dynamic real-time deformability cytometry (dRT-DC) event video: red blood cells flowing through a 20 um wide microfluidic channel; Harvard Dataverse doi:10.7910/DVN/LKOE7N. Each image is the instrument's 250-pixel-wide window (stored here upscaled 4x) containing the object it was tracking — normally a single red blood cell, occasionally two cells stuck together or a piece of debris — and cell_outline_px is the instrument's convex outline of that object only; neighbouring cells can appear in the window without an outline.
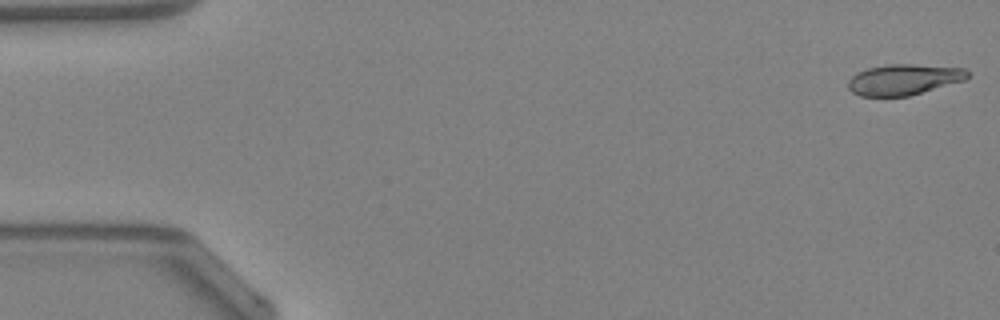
{"species": "Egyptian fruit bat (a non-hibernating species)", "species_latin": "Rousettus aegyptiacus", "temperature_condition": "warm", "stored_images_in_passage": 8, "camera_frame_rate_fps": 3000, "um_per_image_px": 0.085, "animal": {"sex": "female"}, "frame": {"image": 1, "passage_image": 1, "time_ms": 0.0, "image_size_px": [1000, 320], "cell_outline_px": [[968, 76], [964, 80], [908, 96], [860, 96], [852, 92], [848, 88], [848, 80], [856, 72], [868, 68], [888, 64], [912, 64], [964, 68], [968, 72]], "centroid_in_image_um": [76.78, 6.76], "position_along_channel_um": 8.2, "area_um2": 21.27}}